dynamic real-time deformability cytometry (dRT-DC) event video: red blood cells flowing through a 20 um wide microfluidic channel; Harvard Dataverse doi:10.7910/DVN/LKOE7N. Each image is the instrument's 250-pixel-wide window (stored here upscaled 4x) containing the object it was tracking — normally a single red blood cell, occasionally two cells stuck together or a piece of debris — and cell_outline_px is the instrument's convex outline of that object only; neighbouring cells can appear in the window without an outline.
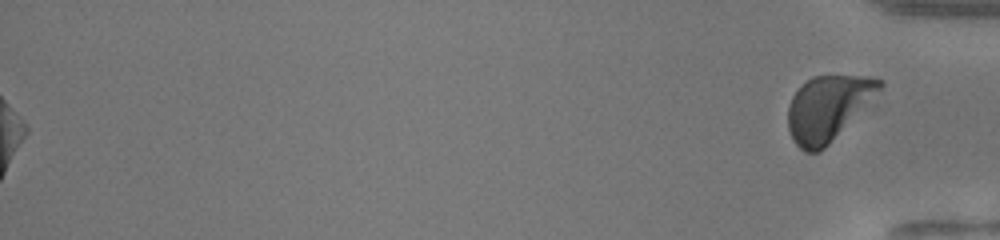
{"species": "human", "species_latin": "Homo sapiens", "temperature_condition": "warm", "stored_images_in_passage": 48, "segment_of_instrument_passage": [2, 2], "camera_frame_rate_fps": 3000, "um_per_image_px": 0.085, "donor": {"sex": "female"}, "frame": {"image": 1, "passage_image": 48, "time_ms": 15.667, "image_size_px": [1000, 240], "cell_outline_px": [[884, 84], [828, 144], [820, 152], [804, 152], [792, 140], [788, 128], [788, 108], [792, 96], [812, 76], [868, 76], [884, 80]], "centroid_in_image_um": [70.32, 9.19], "position_along_channel_um": 364.9, "area_um2": 33.64}}